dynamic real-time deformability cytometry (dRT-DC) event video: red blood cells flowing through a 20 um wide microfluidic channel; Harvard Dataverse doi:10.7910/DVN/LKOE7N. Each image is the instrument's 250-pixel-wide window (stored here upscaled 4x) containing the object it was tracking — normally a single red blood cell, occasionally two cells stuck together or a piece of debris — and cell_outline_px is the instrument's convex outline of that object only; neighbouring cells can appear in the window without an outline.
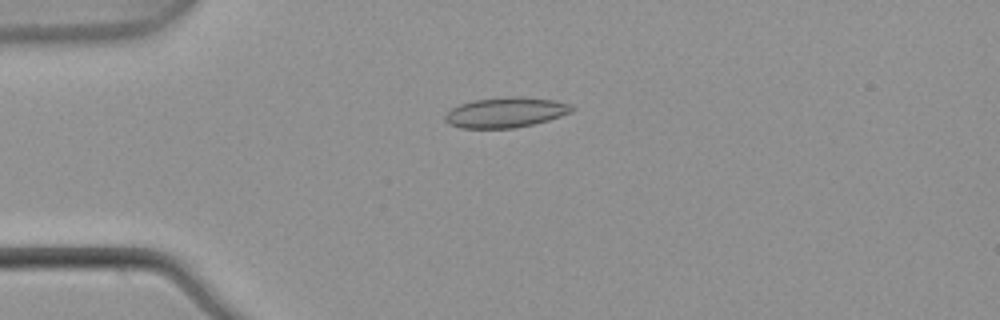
{"species": "common noctule bat (a hibernating species)", "species_latin": "Nyctalus noctula", "temperature_condition": "warm", "stored_images_in_passage": 4, "camera_frame_rate_fps": 3000, "um_per_image_px": 0.085, "animal": {"sex": "male", "body_mass_g": 21.5, "forearm_length_mm": 52.0}, "frame": {"image": 1, "passage_image": 3, "time_ms": 0.667, "image_size_px": [1000, 320], "cell_outline_px": [[576, 108], [572, 112], [548, 120], [532, 124], [512, 128], [460, 128], [448, 124], [444, 120], [444, 116], [452, 108], [460, 104], [476, 100], [508, 96], [516, 96], [556, 100], [572, 104]], "centroid_in_image_um": [43.01, 9.55], "position_along_channel_um": 42.0, "area_um2": 22.37}}